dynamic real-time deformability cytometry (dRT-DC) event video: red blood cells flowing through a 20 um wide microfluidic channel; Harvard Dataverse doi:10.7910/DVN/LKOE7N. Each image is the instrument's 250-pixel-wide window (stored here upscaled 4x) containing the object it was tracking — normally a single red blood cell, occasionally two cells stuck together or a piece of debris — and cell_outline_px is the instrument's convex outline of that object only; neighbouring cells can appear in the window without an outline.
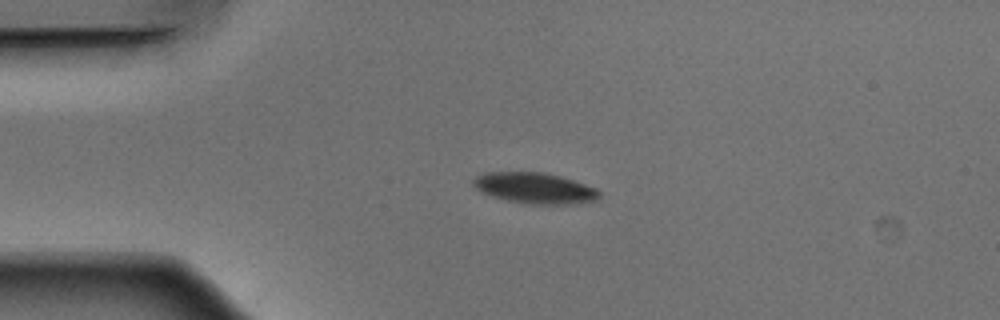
{"species": "Egyptian fruit bat (a non-hibernating species)", "species_latin": "Rousettus aegyptiacus", "temperature_condition": "warm", "stored_images_in_passage": 47, "camera_frame_rate_fps": 3000, "um_per_image_px": 0.085, "animal": {"sex": "male"}, "frame": {"image": 1, "passage_image": 7, "time_ms": 2.0, "image_size_px": [1000, 320], "cell_outline_px": [[600, 196], [596, 200], [568, 204], [528, 204], [508, 200], [492, 196], [476, 188], [472, 184], [472, 180], [476, 176], [484, 172], [544, 172], [560, 176], [596, 188], [600, 192]], "centroid_in_image_um": [45.44, 15.98], "position_along_channel_um": 39.6, "area_um2": 22.48}}
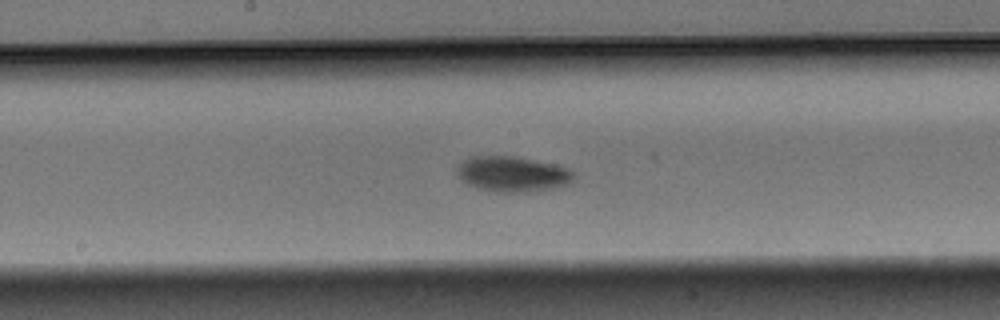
{"frame": {"image": 2, "passage_image": 22, "time_ms": 7.0, "image_size_px": [1000, 320], "cell_outline_px": [[576, 176], [572, 184], [556, 188], [528, 192], [496, 192], [476, 188], [460, 180], [460, 164], [464, 160], [472, 156], [512, 156], [556, 164], [572, 168], [576, 172]], "centroid_in_image_um": [43.69, 14.81], "position_along_channel_um": 204.5, "area_um2": 24.39}}
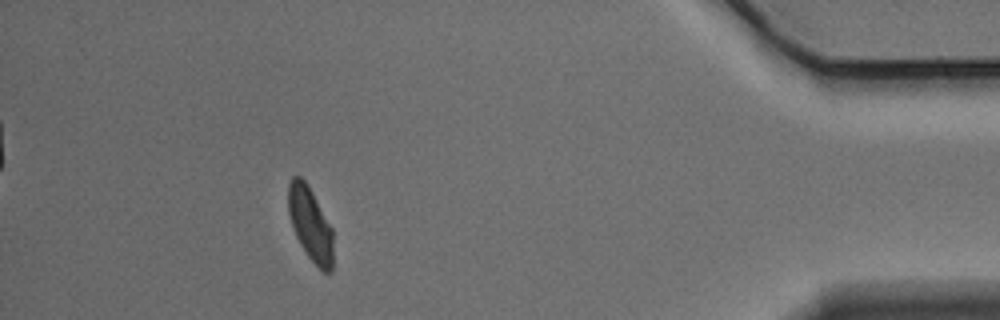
{"frame": {"image": 3, "passage_image": 42, "time_ms": 13.667, "image_size_px": [1000, 320], "cell_outline_px": [[332, 272], [324, 272], [308, 256], [300, 244], [296, 236], [288, 212], [288, 184], [292, 176], [300, 176], [304, 180], [312, 192], [332, 228]], "centroid_in_image_um": [26.36, 19.02], "position_along_channel_um": 408.8, "area_um2": 18.96}, "authors_computed_cell_mechanics": {"area_um2": 21.9062, "velocity_mm_per_s": 3.8585, "shape_relaxation_time_tau1_ms": 2.3365, "shape_relaxation_time_tau2_ms": 4.8965, "deformation_change_tau1": 0.1083, "deformation_change_tau2": 0.0842}}